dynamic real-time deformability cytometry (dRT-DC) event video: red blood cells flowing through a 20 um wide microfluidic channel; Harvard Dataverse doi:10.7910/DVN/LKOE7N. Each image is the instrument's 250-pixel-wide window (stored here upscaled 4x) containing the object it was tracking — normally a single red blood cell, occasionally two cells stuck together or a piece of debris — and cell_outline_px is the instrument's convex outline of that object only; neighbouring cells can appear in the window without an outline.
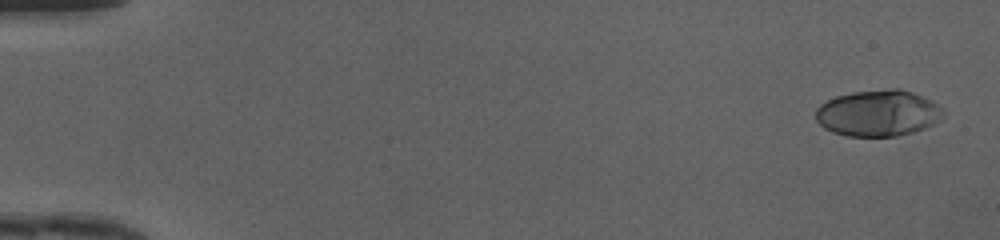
{"species": "human", "species_latin": "Homo sapiens", "temperature_condition": "cold", "stored_images_in_passage": 48, "camera_frame_rate_fps": 3000, "um_per_image_px": 0.085, "donor": {"sex": "female"}, "frame": {"image": 1, "passage_image": 1, "time_ms": 0.0, "image_size_px": [1000, 240], "cell_outline_px": [[944, 116], [940, 120], [924, 128], [912, 132], [896, 136], [848, 136], [832, 132], [824, 128], [816, 120], [816, 108], [820, 104], [836, 96], [852, 92], [888, 88], [896, 88], [912, 92], [932, 100], [940, 104], [944, 112]], "centroid_in_image_um": [74.65, 9.61], "position_along_channel_um": 10.3, "area_um2": 34.56}}
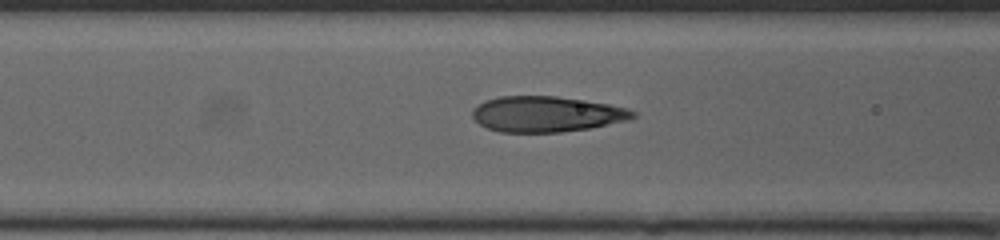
{"frame": {"image": 2, "passage_image": 20, "time_ms": 6.333, "image_size_px": [1000, 240], "cell_outline_px": [[636, 116], [628, 120], [588, 128], [560, 132], [500, 132], [488, 128], [480, 124], [472, 116], [472, 108], [484, 100], [500, 96], [556, 96], [608, 104], [628, 108], [636, 112]], "centroid_in_image_um": [46.43, 9.69], "position_along_channel_um": 120.2, "area_um2": 33.23}}
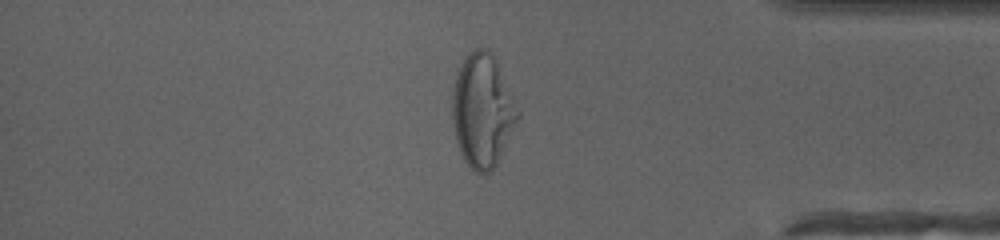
{"frame": {"image": 3, "passage_image": 41, "time_ms": 13.333, "image_size_px": [1000, 240], "cell_outline_px": [[520, 116], [496, 164], [484, 176], [476, 172], [464, 160], [456, 140], [452, 120], [452, 92], [456, 76], [460, 64], [476, 48], [488, 48], [492, 52], [520, 112]], "centroid_in_image_um": [41.0, 9.41], "position_along_channel_um": 394.2, "area_um2": 42.77}, "authors_computed_cell_mechanics": {"area_um2": 33.8708, "velocity_mm_per_s": 4.2108, "shape_relaxation_time_tau1_ms": 8.5574, "shape_relaxation_time_tau2_ms": null, "deformation_change_tau1": 0.3274, "deformation_change_tau2": null}}